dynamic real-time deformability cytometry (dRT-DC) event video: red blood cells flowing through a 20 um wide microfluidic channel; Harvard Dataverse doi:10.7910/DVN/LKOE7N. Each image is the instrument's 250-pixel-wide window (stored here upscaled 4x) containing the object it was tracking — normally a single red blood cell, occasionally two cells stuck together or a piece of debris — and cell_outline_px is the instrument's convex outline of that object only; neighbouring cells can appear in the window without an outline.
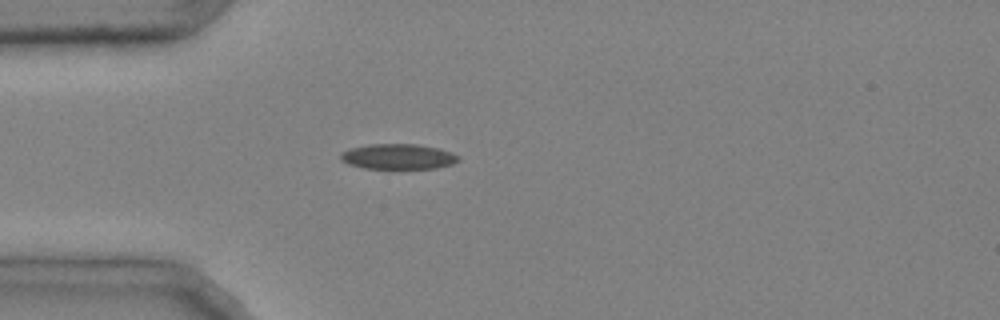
{"species": "common noctule bat (a hibernating species)", "species_latin": "Nyctalus noctula", "temperature_condition": "cold", "stored_images_in_passage": 35, "camera_frame_rate_fps": 3000, "um_per_image_px": 0.085, "animal": {"sex": "male", "body_mass_g": 20.4}, "frame": {"image": 1, "passage_image": 1, "time_ms": 0.0, "image_size_px": [1000, 320], "cell_outline_px": [[460, 160], [452, 164], [436, 168], [400, 172], [364, 168], [348, 164], [340, 160], [340, 152], [352, 148], [372, 144], [416, 144], [440, 148], [452, 152], [460, 156]], "centroid_in_image_um": [33.87, 13.37], "position_along_channel_um": 51.1, "area_um2": 18.44}}
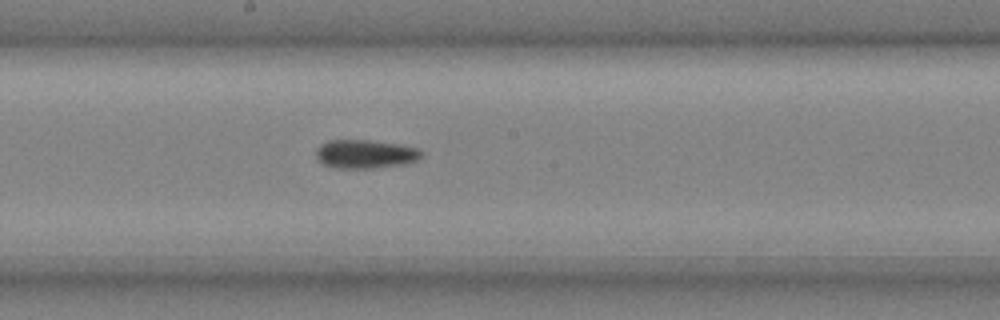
{"frame": {"image": 2, "passage_image": 14, "time_ms": 4.333, "image_size_px": [1000, 320], "cell_outline_px": [[424, 152], [416, 160], [404, 164], [372, 168], [332, 168], [316, 160], [316, 148], [320, 144], [328, 140], [368, 140], [400, 144], [416, 148]], "centroid_in_image_um": [30.99, 13.09], "position_along_channel_um": 217.2, "area_um2": 17.69}}
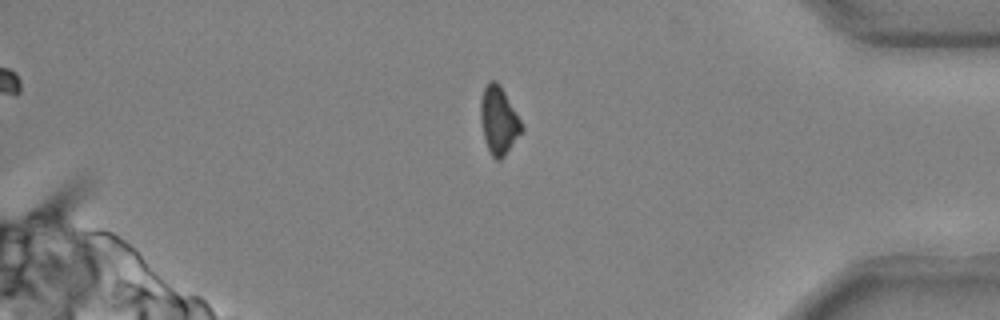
{"frame": {"image": 3, "passage_image": 29, "time_ms": 9.333, "image_size_px": [1000, 320], "cell_outline_px": [[524, 128], [504, 156], [500, 160], [496, 160], [492, 156], [484, 140], [480, 120], [480, 100], [484, 88], [488, 80], [496, 80], [500, 84], [524, 124]], "centroid_in_image_um": [42.39, 10.2], "position_along_channel_um": 392.8, "area_um2": 16.42}, "authors_computed_cell_mechanics": {"area_um2": 17.3978, "velocity_mm_per_s": 4.0336, "shape_relaxation_time_tau1_ms": 4.5783, "shape_relaxation_time_tau2_ms": null, "deformation_change_tau1": 0.1238, "deformation_change_tau2": null}}